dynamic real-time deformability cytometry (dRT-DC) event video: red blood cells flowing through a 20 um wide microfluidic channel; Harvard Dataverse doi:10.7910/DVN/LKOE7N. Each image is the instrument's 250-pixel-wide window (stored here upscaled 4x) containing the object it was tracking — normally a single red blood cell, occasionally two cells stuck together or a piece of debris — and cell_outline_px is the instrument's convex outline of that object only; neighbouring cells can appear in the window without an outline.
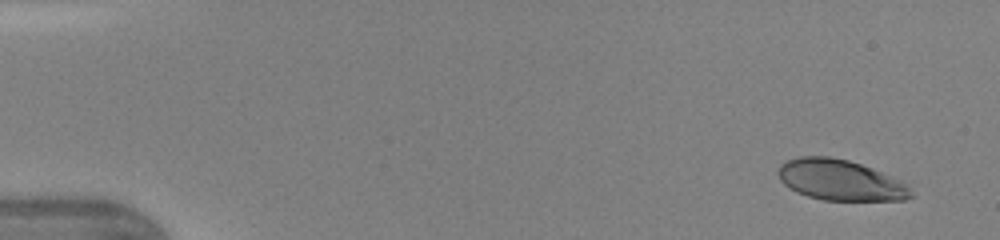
{"species": "human", "species_latin": "Homo sapiens", "temperature_condition": "warm", "stored_images_in_passage": 45, "camera_frame_rate_fps": 3000, "um_per_image_px": 0.085, "donor": {"sex": "female"}, "frame": {"image": 1, "passage_image": 1, "time_ms": 0.0, "image_size_px": [1000, 240], "cell_outline_px": [[916, 196], [904, 200], [824, 200], [808, 196], [796, 192], [784, 184], [780, 180], [776, 172], [780, 164], [788, 160], [800, 156], [828, 156], [848, 160], [860, 164], [880, 172], [904, 184]], "centroid_in_image_um": [71.36, 15.31], "position_along_channel_um": 13.6, "area_um2": 31.15}}
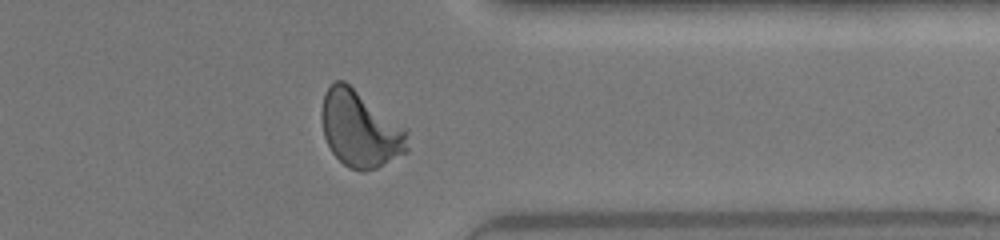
{"frame": {"image": 2, "passage_image": 36, "time_ms": 11.667, "image_size_px": [1000, 240], "cell_outline_px": [[408, 152], [376, 168], [348, 168], [332, 152], [324, 136], [320, 116], [320, 112], [324, 96], [328, 88], [336, 80], [344, 80], [408, 128]], "centroid_in_image_um": [30.64, 10.93], "position_along_channel_um": 380.8, "area_um2": 38.21}}
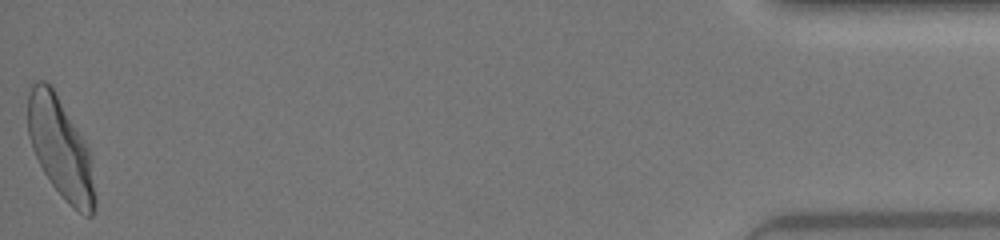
{"frame": {"image": 3, "passage_image": 45, "time_ms": 14.667, "image_size_px": [1000, 240], "cell_outline_px": [[96, 200], [92, 216], [88, 216], [72, 208], [68, 204], [52, 184], [44, 172], [32, 148], [28, 136], [28, 92], [32, 84], [36, 80], [44, 80], [52, 84], [84, 140], [88, 148], [96, 196]], "centroid_in_image_um": [5.13, 12.55], "position_along_channel_um": 430.1, "area_um2": 39.13}, "authors_computed_cell_mechanics": {"area_um2": 35.7782, "velocity_mm_per_s": 4.3456, "shape_relaxation_time_tau1_ms": 2.8272, "shape_relaxation_time_tau2_ms": null, "deformation_change_tau1": 0.1917, "deformation_change_tau2": null}}